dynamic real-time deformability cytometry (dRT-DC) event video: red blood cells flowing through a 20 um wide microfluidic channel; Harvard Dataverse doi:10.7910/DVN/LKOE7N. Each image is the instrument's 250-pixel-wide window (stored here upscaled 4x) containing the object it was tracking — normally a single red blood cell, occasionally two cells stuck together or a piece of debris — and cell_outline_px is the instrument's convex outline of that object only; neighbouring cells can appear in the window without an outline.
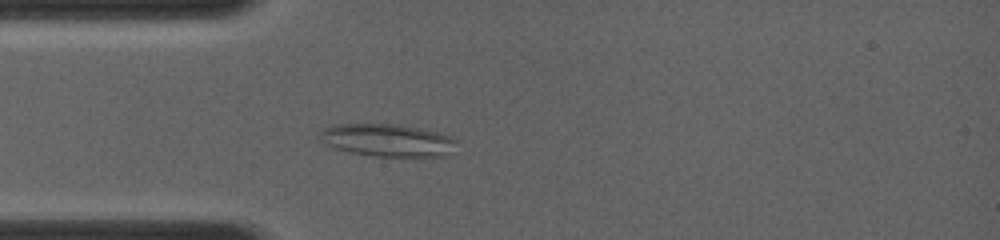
{"species": "common noctule bat (a hibernating species)", "species_latin": "Nyctalus noctula", "temperature_condition": "room temperature", "stored_images_in_passage": 62, "camera_frame_rate_fps": 4000, "um_per_image_px": 0.085, "animal": {"sex": "female", "body_mass_g": 19.0, "forearm_length_mm": 56.7}, "frame": {"image": 1, "passage_image": 21, "time_ms": 3.5, "image_size_px": [1000, 240], "cell_outline_px": [[456, 140], [448, 156], [376, 156], [352, 152], [336, 148], [320, 140], [320, 132], [324, 128], [332, 124], [400, 124], [440, 132], [452, 136]], "centroid_in_image_um": [32.95, 11.9], "position_along_channel_um": 52.0, "area_um2": 25.84}}
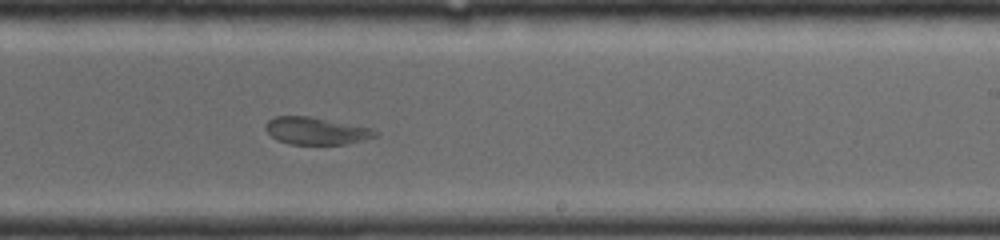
{"frame": {"image": 2, "passage_image": 38, "time_ms": 8.25, "image_size_px": [1000, 240], "cell_outline_px": [[380, 132], [376, 136], [344, 144], [288, 144], [276, 140], [264, 128], [264, 124], [268, 120], [276, 116], [308, 116], [372, 128]], "centroid_in_image_um": [26.83, 11.12], "position_along_channel_um": 262.2, "area_um2": 17.34}}
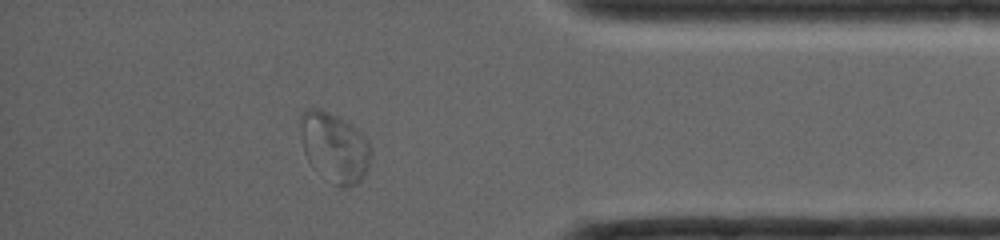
{"frame": {"image": 3, "passage_image": 54, "time_ms": 11.75, "image_size_px": [1000, 240], "cell_outline_px": [[372, 156], [364, 176], [356, 184], [348, 188], [340, 188], [332, 184], [312, 168], [304, 152], [300, 120], [300, 116], [308, 108], [320, 108], [336, 116], [356, 128], [364, 136], [372, 152]], "centroid_in_image_um": [28.43, 12.57], "position_along_channel_um": 406.8, "area_um2": 28.61}}